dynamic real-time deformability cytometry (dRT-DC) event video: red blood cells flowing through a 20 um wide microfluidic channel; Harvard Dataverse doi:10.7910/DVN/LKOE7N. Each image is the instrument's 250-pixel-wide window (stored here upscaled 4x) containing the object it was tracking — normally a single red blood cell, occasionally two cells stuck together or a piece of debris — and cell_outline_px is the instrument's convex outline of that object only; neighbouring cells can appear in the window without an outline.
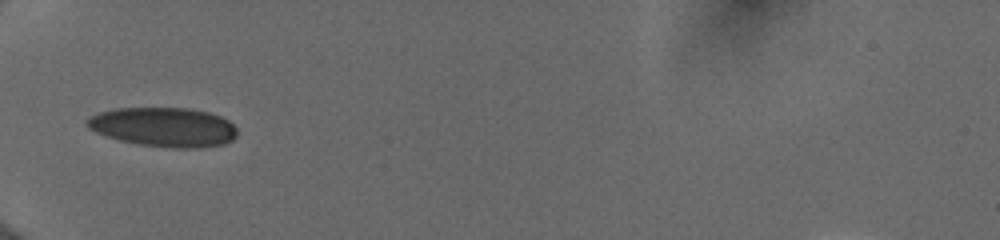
{"species": "human", "species_latin": "Homo sapiens", "temperature_condition": "cold", "stored_images_in_passage": 24, "camera_frame_rate_fps": 3000, "um_per_image_px": 0.085, "donor": {"sex": "female"}, "frame": {"image": 1, "passage_image": 1, "time_ms": 0.0, "image_size_px": [1000, 240], "cell_outline_px": [[236, 136], [232, 140], [224, 144], [200, 148], [172, 148], [140, 144], [120, 140], [96, 132], [88, 128], [84, 124], [84, 120], [100, 112], [116, 108], [188, 108], [208, 112], [220, 116], [228, 120], [236, 128]], "centroid_in_image_um": [13.92, 10.8], "position_along_channel_um": 71.1, "area_um2": 34.39}}